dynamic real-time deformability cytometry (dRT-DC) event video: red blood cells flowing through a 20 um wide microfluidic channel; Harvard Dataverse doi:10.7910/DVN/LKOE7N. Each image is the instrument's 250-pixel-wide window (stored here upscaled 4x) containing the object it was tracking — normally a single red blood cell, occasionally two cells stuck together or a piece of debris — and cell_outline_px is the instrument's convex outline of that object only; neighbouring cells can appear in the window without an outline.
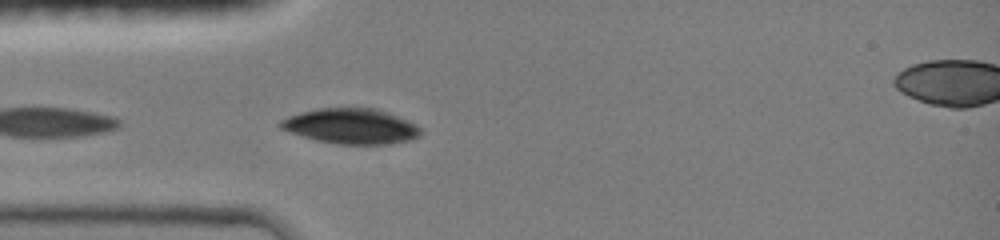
{"species": "common noctule bat (a hibernating species)", "species_latin": "Nyctalus noctula", "temperature_condition": "room temperature", "stored_images_in_passage": 4, "camera_frame_rate_fps": 3000, "um_per_image_px": 0.085, "animal": {"sex": "female", "body_mass_g": 19.0, "forearm_length_mm": 51.5}, "frame": {"image": 1, "passage_image": 1, "time_ms": 0.0, "image_size_px": [1000, 240], "cell_outline_px": [[420, 132], [416, 136], [408, 140], [392, 144], [336, 144], [316, 140], [280, 128], [276, 124], [280, 120], [288, 116], [300, 112], [320, 108], [376, 108], [388, 112], [416, 124], [420, 128]], "centroid_in_image_um": [29.81, 10.72], "position_along_channel_um": 55.2, "area_um2": 28.67}}